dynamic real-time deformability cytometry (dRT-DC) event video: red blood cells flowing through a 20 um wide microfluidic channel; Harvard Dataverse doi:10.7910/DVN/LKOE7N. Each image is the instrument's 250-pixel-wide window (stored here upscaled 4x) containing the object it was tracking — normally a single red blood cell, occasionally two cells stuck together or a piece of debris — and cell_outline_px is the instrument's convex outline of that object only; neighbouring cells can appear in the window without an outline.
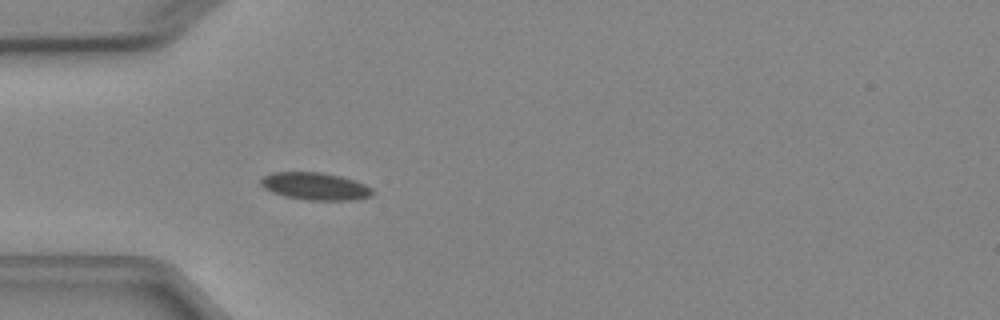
{"species": "Egyptian fruit bat (a non-hibernating species)", "species_latin": "Rousettus aegyptiacus", "temperature_condition": "cold", "stored_images_in_passage": 4, "camera_frame_rate_fps": 3000, "um_per_image_px": 0.085, "animal": {"sex": "female"}, "frame": {"image": 1, "passage_image": 4, "time_ms": 4.333, "image_size_px": [1000, 320], "cell_outline_px": [[372, 196], [356, 200], [308, 200], [284, 196], [272, 192], [264, 188], [260, 184], [260, 180], [264, 176], [272, 172], [320, 172], [340, 176], [364, 184], [372, 188]], "centroid_in_image_um": [26.77, 15.83], "position_along_channel_um": 58.2, "area_um2": 17.8}}